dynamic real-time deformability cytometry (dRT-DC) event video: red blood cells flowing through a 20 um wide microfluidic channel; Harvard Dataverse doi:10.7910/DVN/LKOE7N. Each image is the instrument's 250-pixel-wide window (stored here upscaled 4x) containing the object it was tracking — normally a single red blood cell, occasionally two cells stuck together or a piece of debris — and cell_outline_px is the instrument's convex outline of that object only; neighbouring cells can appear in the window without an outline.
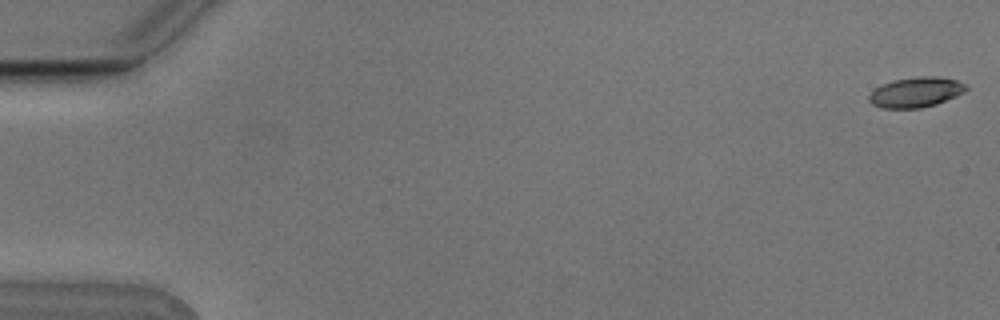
{"species": "Egyptian fruit bat (a non-hibernating species)", "species_latin": "Rousettus aegyptiacus", "temperature_condition": "cold", "stored_images_in_passage": 9, "camera_frame_rate_fps": 3000, "um_per_image_px": 0.085, "animal": {"sex": "male"}, "frame": {"image": 1, "passage_image": 1, "time_ms": 0.0, "image_size_px": [1000, 320], "cell_outline_px": [[968, 88], [964, 92], [956, 96], [936, 104], [920, 108], [880, 108], [872, 104], [868, 100], [868, 96], [876, 88], [892, 80], [916, 76], [936, 76], [956, 80], [968, 84]], "centroid_in_image_um": [77.86, 7.83], "position_along_channel_um": 7.1, "area_um2": 17.11}}
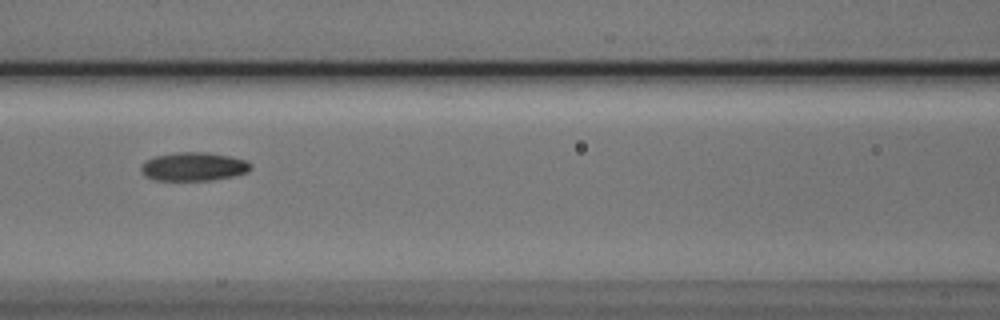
{"frame": {"image": 2, "passage_image": 8, "time_ms": 2.333, "image_size_px": [1000, 320], "cell_outline_px": [[252, 168], [248, 172], [232, 176], [212, 180], [152, 180], [144, 176], [140, 168], [148, 160], [156, 156], [176, 152], [208, 152], [248, 160], [252, 164]], "centroid_in_image_um": [16.49, 14.16], "position_along_channel_um": 150.1, "area_um2": 18.26}}
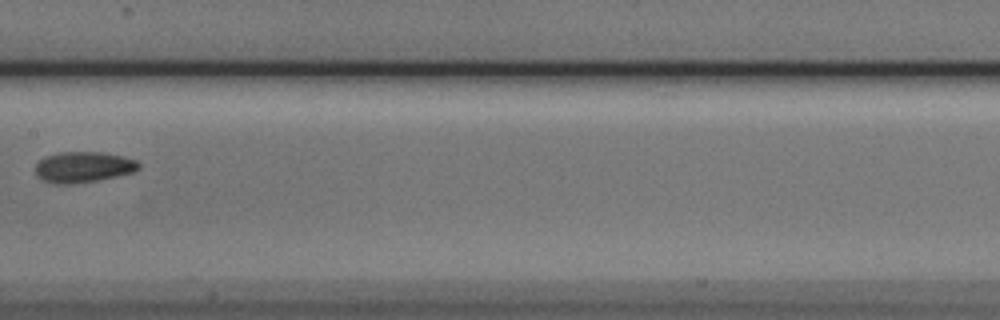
{"frame": {"image": 3, "passage_image": 9, "time_ms": 2.667, "image_size_px": [1000, 320], "cell_outline_px": [[140, 168], [132, 172], [116, 176], [96, 180], [72, 184], [52, 184], [36, 176], [36, 164], [40, 160], [48, 156], [60, 152], [104, 152], [124, 156], [136, 160], [140, 164]], "centroid_in_image_um": [7.09, 14.2], "position_along_channel_um": 200.3, "area_um2": 18.5}}